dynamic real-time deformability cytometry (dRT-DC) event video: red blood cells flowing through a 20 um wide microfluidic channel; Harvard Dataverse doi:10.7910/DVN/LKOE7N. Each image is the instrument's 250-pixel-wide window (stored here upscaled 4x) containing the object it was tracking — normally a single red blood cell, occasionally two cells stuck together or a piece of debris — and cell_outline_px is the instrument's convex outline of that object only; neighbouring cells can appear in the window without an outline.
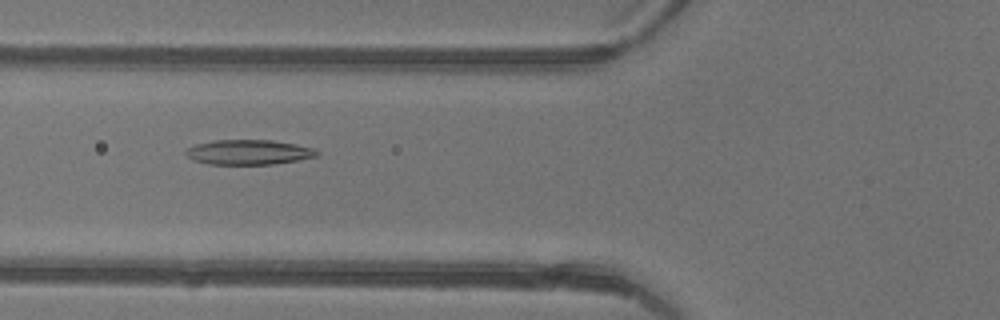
{"species": "common noctule bat (a hibernating species)", "species_latin": "Nyctalus noctula", "temperature_condition": "warm", "stored_images_in_passage": 30, "camera_frame_rate_fps": 3000, "um_per_image_px": 0.085, "animal": {"sex": "female"}, "frame": {"image": 1, "passage_image": 8, "time_ms": 2.333, "image_size_px": [1000, 320], "cell_outline_px": [[320, 156], [272, 164], [208, 164], [196, 160], [188, 156], [184, 152], [188, 148], [196, 144], [212, 140], [272, 140], [296, 144], [316, 148], [320, 152]], "centroid_in_image_um": [21.19, 12.92], "position_along_channel_um": 104.6, "area_um2": 19.02}}
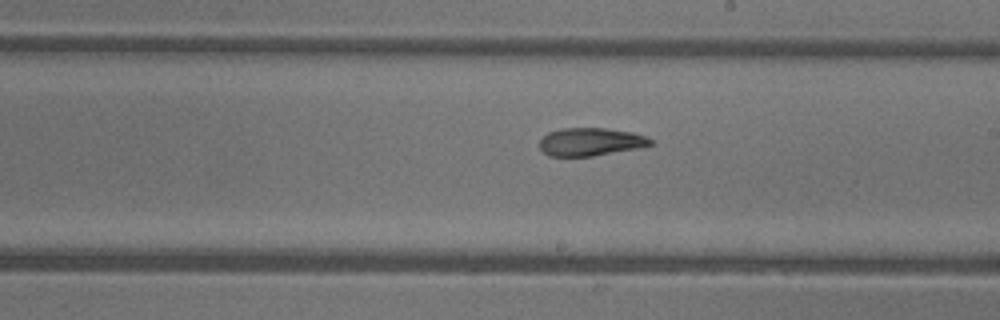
{"frame": {"image": 2, "passage_image": 17, "time_ms": 5.333, "image_size_px": [1000, 320], "cell_outline_px": [[652, 144], [640, 148], [592, 156], [548, 156], [540, 148], [540, 140], [548, 132], [560, 128], [604, 128], [632, 132], [644, 136], [652, 140]], "centroid_in_image_um": [50.18, 12.05], "position_along_channel_um": 238.8, "area_um2": 18.03}}
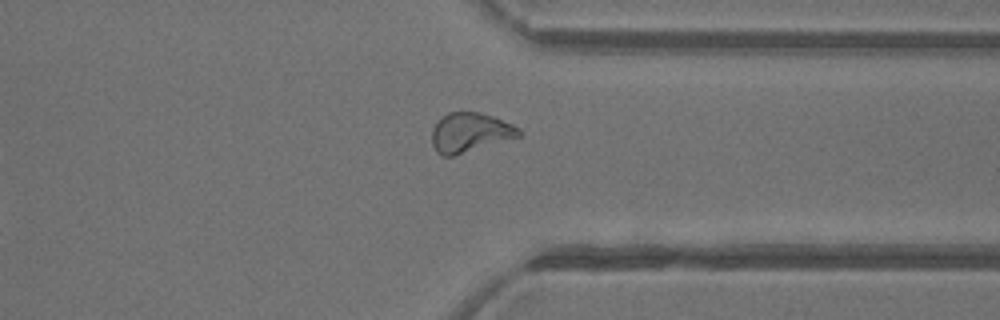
{"frame": {"image": 3, "passage_image": 26, "time_ms": 8.333, "image_size_px": [1000, 320], "cell_outline_px": [[520, 136], [452, 156], [444, 156], [436, 152], [432, 144], [432, 128], [448, 112], [480, 112], [492, 116], [512, 124], [520, 128]], "centroid_in_image_um": [39.93, 11.26], "position_along_channel_um": 371.5, "area_um2": 19.65}, "authors_computed_cell_mechanics": {"area_um2": 19.3052, "velocity_mm_per_s": 4.449, "shape_relaxation_time_tau1_ms": 3.7406, "shape_relaxation_time_tau2_ms": 2.4002, "deformation_change_tau1": 0.1549, "deformation_change_tau2": 0.0711}}